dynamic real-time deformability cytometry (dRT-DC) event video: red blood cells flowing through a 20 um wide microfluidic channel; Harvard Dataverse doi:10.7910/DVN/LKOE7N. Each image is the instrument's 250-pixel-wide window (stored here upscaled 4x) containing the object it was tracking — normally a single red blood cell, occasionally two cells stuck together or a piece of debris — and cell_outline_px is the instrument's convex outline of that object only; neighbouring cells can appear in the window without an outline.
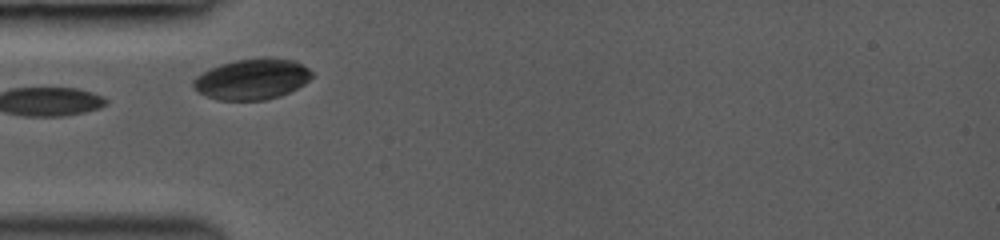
{"species": "common noctule bat (a hibernating species)", "species_latin": "Nyctalus noctula", "temperature_condition": "room temperature", "stored_images_in_passage": 17, "camera_frame_rate_fps": 3000, "um_per_image_px": 0.085, "animal": {"sex": "female", "body_mass_g": 19.0, "forearm_length_mm": 53.3}, "frame": {"image": 1, "passage_image": 2, "time_ms": 0.333, "image_size_px": [1000, 240], "cell_outline_px": [[316, 72], [304, 84], [280, 96], [264, 100], [216, 100], [196, 92], [192, 84], [192, 80], [196, 76], [220, 64], [236, 60], [264, 56], [272, 56], [292, 60]], "centroid_in_image_um": [21.42, 6.71], "position_along_channel_um": 63.6, "area_um2": 28.44}}
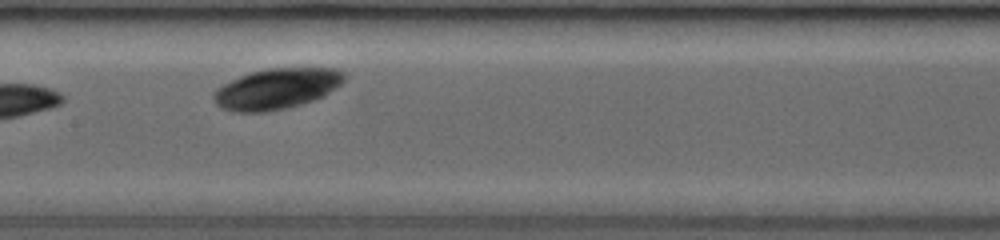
{"frame": {"image": 2, "passage_image": 9, "time_ms": 3.333, "image_size_px": [1000, 240], "cell_outline_px": [[344, 80], [336, 88], [324, 96], [300, 104], [284, 108], [264, 112], [232, 112], [220, 108], [212, 100], [212, 96], [216, 88], [240, 76], [252, 72], [268, 68], [336, 68], [344, 72]], "centroid_in_image_um": [23.49, 7.55], "position_along_channel_um": 183.9, "area_um2": 30.92}}
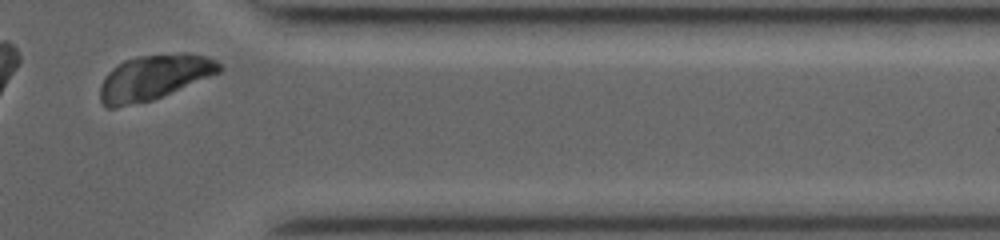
{"frame": {"image": 3, "passage_image": 16, "time_ms": 8.667, "image_size_px": [1000, 240], "cell_outline_px": [[224, 68], [220, 72], [152, 100], [116, 108], [104, 108], [100, 100], [100, 84], [104, 76], [112, 68], [124, 60], [136, 56], [184, 52], [204, 56], [216, 60]], "centroid_in_image_um": [13.05, 6.57], "position_along_channel_um": 398.4, "area_um2": 31.39}}